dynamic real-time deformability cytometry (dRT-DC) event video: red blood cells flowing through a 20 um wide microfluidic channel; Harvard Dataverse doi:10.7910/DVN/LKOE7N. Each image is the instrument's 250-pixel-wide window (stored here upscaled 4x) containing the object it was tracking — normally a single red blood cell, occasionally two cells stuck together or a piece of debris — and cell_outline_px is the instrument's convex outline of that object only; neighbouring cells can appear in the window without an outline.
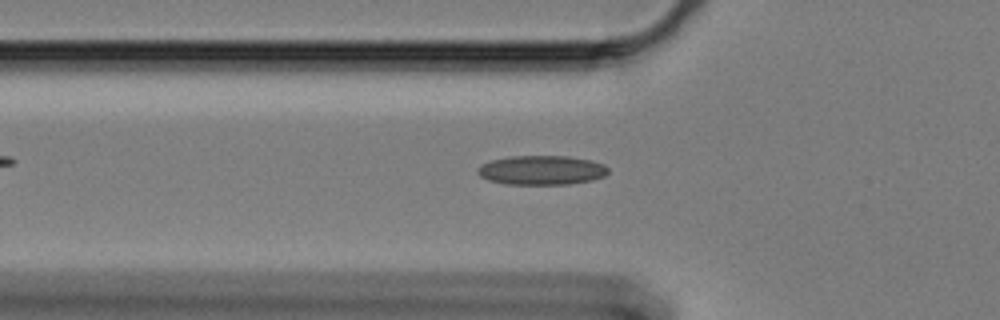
{"species": "Egyptian fruit bat (a non-hibernating species)", "species_latin": "Rousettus aegyptiacus", "temperature_condition": "cold", "stored_images_in_passage": 61, "segment_of_instrument_passage": [1, 2], "camera_frame_rate_fps": 3000, "um_per_image_px": 0.085, "animal": {"sex": "female"}, "frame": {"image": 1, "passage_image": 20, "time_ms": 6.333, "image_size_px": [1000, 320], "cell_outline_px": [[608, 172], [604, 176], [592, 180], [568, 184], [504, 184], [488, 180], [480, 176], [476, 172], [476, 168], [480, 164], [492, 160], [512, 156], [568, 156], [592, 160], [604, 164], [608, 168]], "centroid_in_image_um": [46.01, 14.46], "position_along_channel_um": 79.8, "area_um2": 22.43}}
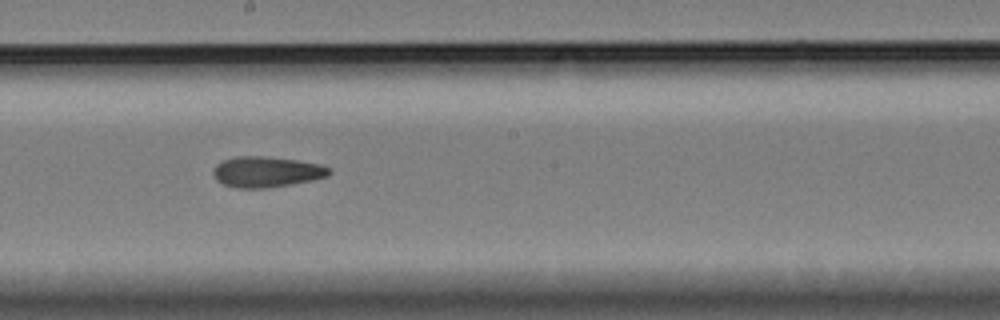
{"frame": {"image": 2, "passage_image": 33, "time_ms": 10.667, "image_size_px": [1000, 320], "cell_outline_px": [[332, 172], [328, 176], [312, 180], [264, 188], [236, 188], [224, 184], [216, 180], [212, 172], [216, 164], [224, 160], [236, 156], [264, 156], [296, 160], [320, 164], [332, 168]], "centroid_in_image_um": [22.66, 14.6], "position_along_channel_um": 225.5, "area_um2": 20.69}}
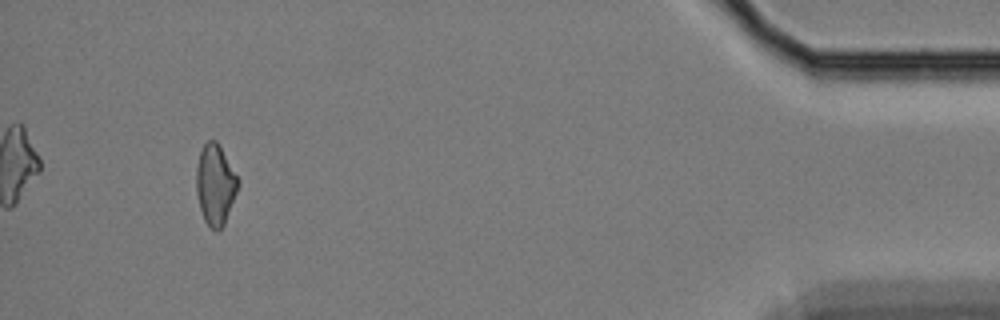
{"frame": {"image": 3, "passage_image": 56, "time_ms": 18.333, "image_size_px": [1000, 320], "cell_outline_px": [[240, 180], [236, 192], [224, 224], [216, 232], [204, 220], [200, 208], [196, 192], [196, 168], [200, 152], [204, 144], [208, 140], [216, 140]], "centroid_in_image_um": [18.29, 15.68], "position_along_channel_um": 416.9, "area_um2": 19.31}}